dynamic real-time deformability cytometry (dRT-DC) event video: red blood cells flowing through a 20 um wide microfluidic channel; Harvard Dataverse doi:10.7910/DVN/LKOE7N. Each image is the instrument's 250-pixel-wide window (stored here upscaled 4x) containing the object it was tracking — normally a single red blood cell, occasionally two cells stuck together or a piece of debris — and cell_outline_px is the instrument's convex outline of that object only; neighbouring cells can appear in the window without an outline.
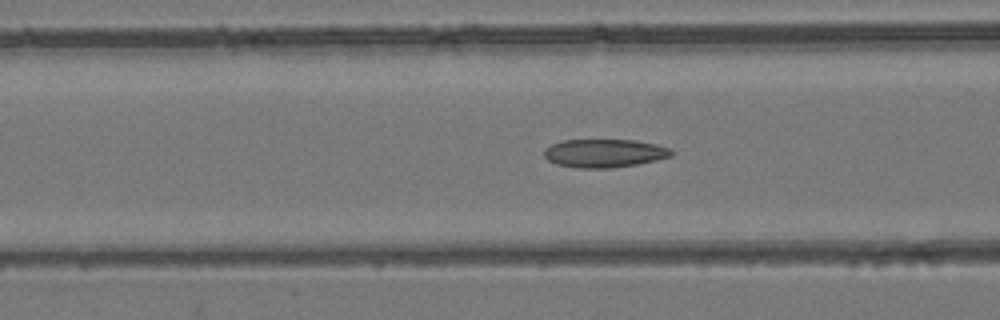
{"species": "common noctule bat (a hibernating species)", "species_latin": "Nyctalus noctula", "temperature_condition": "room temperature", "stored_images_in_passage": 36, "camera_frame_rate_fps": 3000, "um_per_image_px": 0.085, "animal": {"sex": "female", "body_mass_g": 24.6, "forearm_length_mm": 56.2}, "frame": {"image": 1, "passage_image": 13, "time_ms": 4.0, "image_size_px": [1000, 320], "cell_outline_px": [[672, 156], [656, 160], [636, 164], [612, 168], [576, 168], [556, 164], [548, 160], [544, 156], [544, 148], [552, 144], [564, 140], [636, 140], [656, 144], [668, 148], [672, 152]], "centroid_in_image_um": [51.34, 13.02], "position_along_channel_um": 115.3, "area_um2": 20.98}}
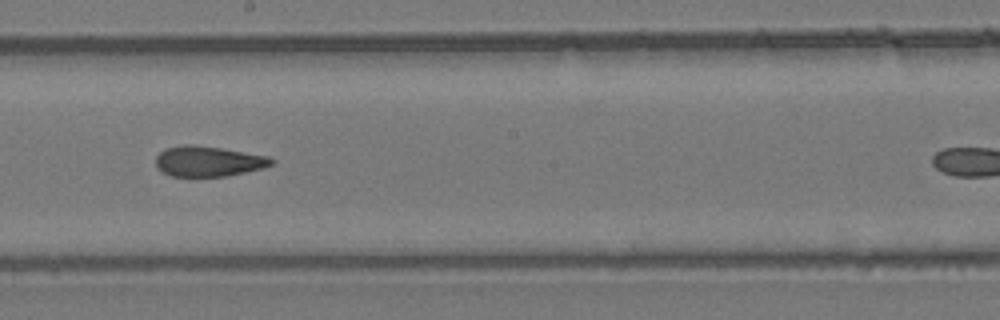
{"frame": {"image": 2, "passage_image": 22, "time_ms": 7.0, "image_size_px": [1000, 320], "cell_outline_px": [[276, 160], [272, 164], [264, 168], [224, 176], [172, 176], [156, 168], [156, 156], [164, 148], [184, 144], [192, 144], [220, 148], [268, 156]], "centroid_in_image_um": [17.69, 13.7], "position_along_channel_um": 230.5, "area_um2": 20.4}}
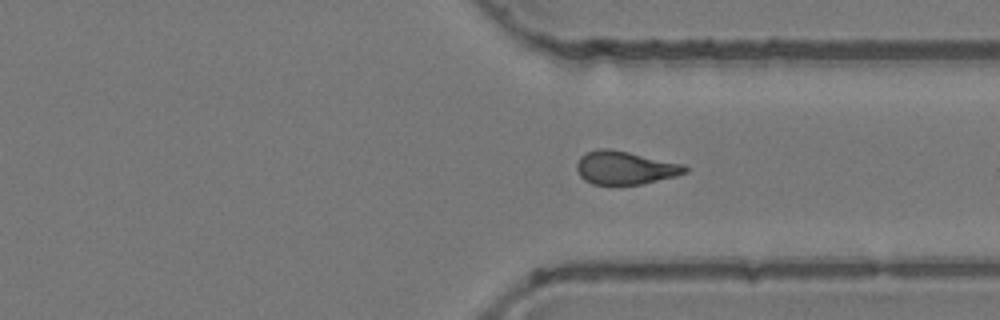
{"frame": {"image": 3, "passage_image": 32, "time_ms": 10.333, "image_size_px": [1000, 320], "cell_outline_px": [[688, 172], [676, 176], [640, 184], [592, 184], [584, 180], [580, 176], [576, 168], [576, 164], [580, 156], [588, 152], [600, 148], [608, 148], [628, 152], [684, 164], [688, 168]], "centroid_in_image_um": [53.12, 14.26], "position_along_channel_um": 358.3, "area_um2": 20.87}}